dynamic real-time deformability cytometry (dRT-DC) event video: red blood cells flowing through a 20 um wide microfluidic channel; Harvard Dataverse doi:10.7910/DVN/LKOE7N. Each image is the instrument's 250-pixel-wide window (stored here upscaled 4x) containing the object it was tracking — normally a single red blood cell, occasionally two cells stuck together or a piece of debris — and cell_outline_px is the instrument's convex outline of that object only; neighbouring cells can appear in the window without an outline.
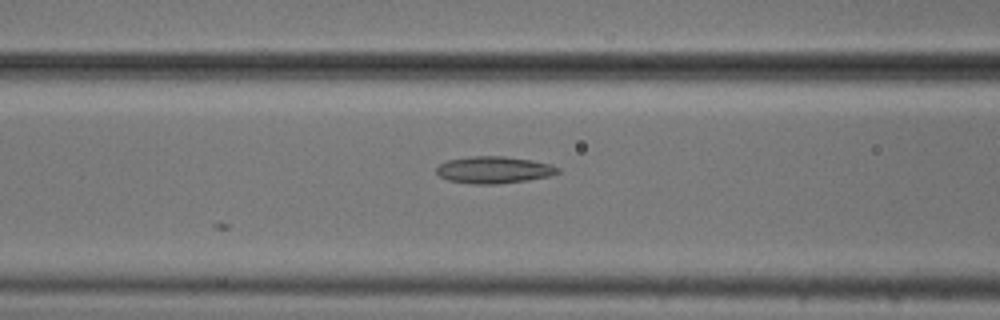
{"species": "common noctule bat (a hibernating species)", "species_latin": "Nyctalus noctula", "temperature_condition": "cold", "stored_images_in_passage": 33, "camera_frame_rate_fps": 3000, "um_per_image_px": 0.085, "animal": {"sex": "male", "body_mass_g": 20.5, "forearm_length_mm": 52.5}, "frame": {"image": 1, "passage_image": 22, "time_ms": 7.0, "image_size_px": [1000, 320], "cell_outline_px": [[560, 172], [552, 176], [528, 180], [496, 184], [472, 184], [448, 180], [440, 176], [436, 172], [436, 168], [440, 164], [448, 160], [468, 156], [504, 156], [532, 160], [552, 164], [560, 168]], "centroid_in_image_um": [42.02, 14.44], "position_along_channel_um": 124.6, "area_um2": 19.25}}
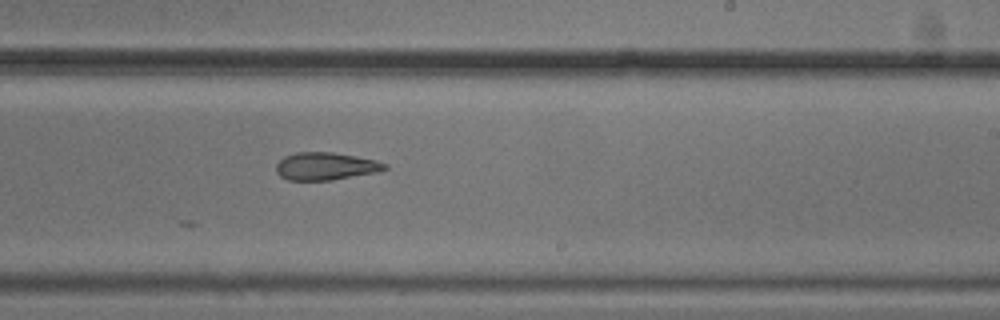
{"frame": {"image": 2, "passage_image": 33, "time_ms": 10.667, "image_size_px": [1000, 320], "cell_outline_px": [[388, 168], [376, 172], [332, 180], [288, 180], [280, 176], [276, 172], [276, 164], [284, 156], [296, 152], [332, 152], [356, 156], [376, 160], [388, 164]], "centroid_in_image_um": [27.67, 14.12], "position_along_channel_um": 261.3, "area_um2": 17.51}}